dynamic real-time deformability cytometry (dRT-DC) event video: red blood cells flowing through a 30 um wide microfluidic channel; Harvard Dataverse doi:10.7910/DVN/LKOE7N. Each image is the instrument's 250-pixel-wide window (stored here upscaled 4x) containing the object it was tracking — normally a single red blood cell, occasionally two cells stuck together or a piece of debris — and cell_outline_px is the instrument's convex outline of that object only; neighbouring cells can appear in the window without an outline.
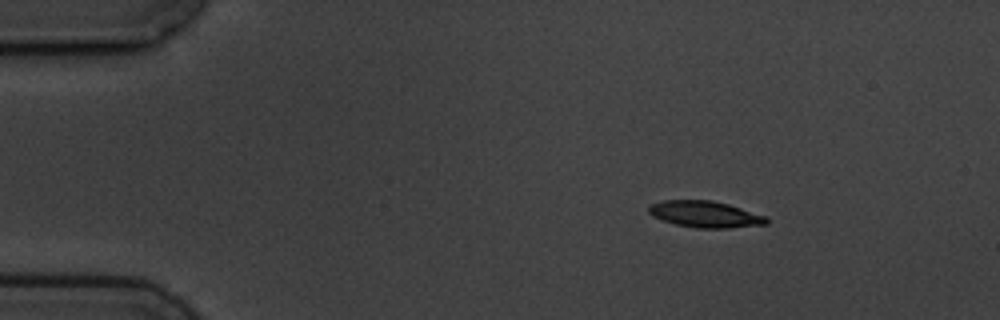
{"species": "common noctule bat (a hibernating species)", "species_latin": "Nyctalus noctula", "temperature_condition": "cold", "stored_images_in_passage": 5, "camera_frame_rate_fps": 3000, "um_per_image_px": 0.085, "animal": {"sex": "male", "body_mass_g": 19.5, "forearm_length_mm": 54.6}, "frame": {"image": 1, "passage_image": 2, "time_ms": 1.333, "image_size_px": [1000, 320], "cell_outline_px": [[768, 224], [728, 228], [696, 228], [676, 224], [652, 216], [648, 212], [648, 208], [652, 204], [664, 200], [712, 200], [728, 204], [768, 216]], "centroid_in_image_um": [59.97, 18.21], "position_along_channel_um": 25.0, "area_um2": 18.15}}
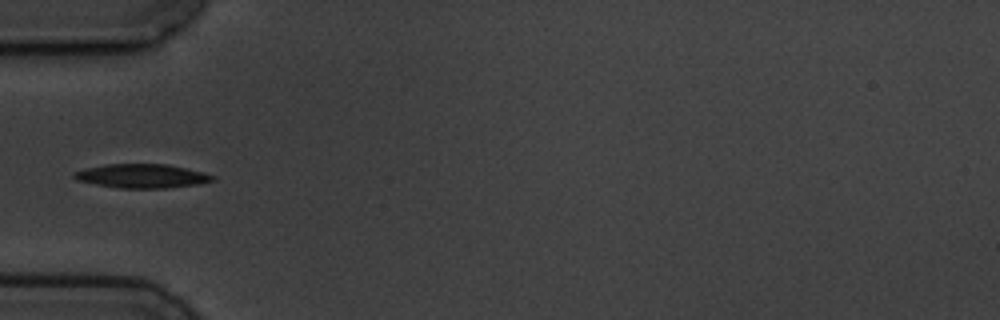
{"frame": {"image": 2, "passage_image": 5, "time_ms": 4.667, "image_size_px": [1000, 320], "cell_outline_px": [[216, 180], [200, 184], [168, 188], [120, 188], [96, 184], [76, 180], [72, 176], [72, 172], [84, 168], [108, 164], [168, 164], [204, 172], [216, 176]], "centroid_in_image_um": [12.09, 14.96], "position_along_channel_um": 72.9, "area_um2": 19.54}}